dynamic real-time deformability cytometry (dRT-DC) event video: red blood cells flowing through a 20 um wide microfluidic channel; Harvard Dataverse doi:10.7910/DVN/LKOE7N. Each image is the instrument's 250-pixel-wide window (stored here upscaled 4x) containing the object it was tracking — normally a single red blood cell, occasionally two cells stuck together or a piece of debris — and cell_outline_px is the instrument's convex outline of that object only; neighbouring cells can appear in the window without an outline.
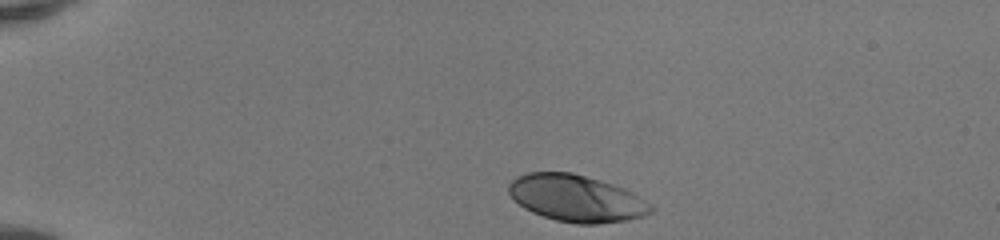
{"species": "human", "species_latin": "Homo sapiens", "temperature_condition": "room temperature", "stored_images_in_passage": 35, "camera_frame_rate_fps": 3000, "um_per_image_px": 0.085, "donor": {"sex": "female"}, "frame": {"image": 1, "passage_image": 1, "time_ms": 0.0, "image_size_px": [1000, 240], "cell_outline_px": [[656, 208], [652, 212], [644, 216], [628, 220], [596, 224], [576, 224], [556, 220], [532, 212], [524, 208], [508, 192], [508, 184], [516, 176], [528, 172], [572, 172], [600, 180], [624, 188], [632, 192], [652, 204]], "centroid_in_image_um": [49.02, 16.86], "position_along_channel_um": 36.0, "area_um2": 38.9}}
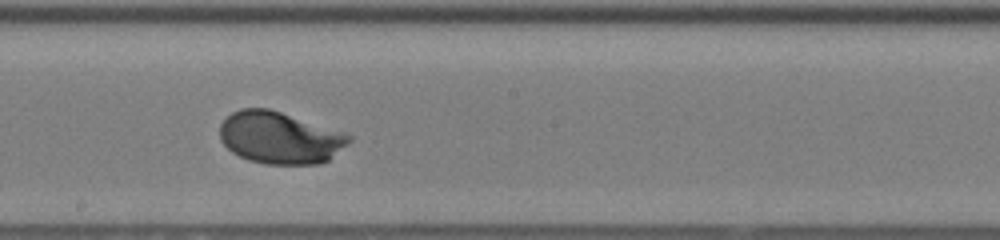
{"frame": {"image": 2, "passage_image": 20, "time_ms": 6.333, "image_size_px": [1000, 240], "cell_outline_px": [[352, 140], [348, 144], [328, 160], [316, 164], [264, 164], [248, 160], [232, 152], [220, 140], [220, 124], [232, 112], [240, 108], [268, 108], [352, 136]], "centroid_in_image_um": [23.74, 11.72], "position_along_channel_um": 224.5, "area_um2": 38.67}}
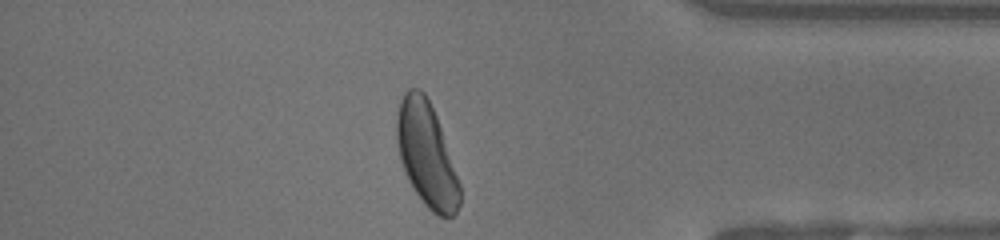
{"frame": {"image": 3, "passage_image": 34, "time_ms": 11.0, "image_size_px": [1000, 240], "cell_outline_px": [[460, 204], [456, 212], [452, 216], [440, 216], [432, 212], [424, 204], [408, 180], [400, 160], [396, 140], [396, 116], [400, 100], [404, 92], [408, 88], [420, 88], [424, 92], [436, 116], [460, 184]], "centroid_in_image_um": [36.23, 13.12], "position_along_channel_um": 399.0, "area_um2": 37.92}, "authors_computed_cell_mechanics": {"area_um2": 38.3214, "velocity_mm_per_s": 4.1215, "shape_relaxation_time_tau1_ms": 1.796, "shape_relaxation_time_tau2_ms": null, "deformation_change_tau1": 0.151, "deformation_change_tau2": null}}